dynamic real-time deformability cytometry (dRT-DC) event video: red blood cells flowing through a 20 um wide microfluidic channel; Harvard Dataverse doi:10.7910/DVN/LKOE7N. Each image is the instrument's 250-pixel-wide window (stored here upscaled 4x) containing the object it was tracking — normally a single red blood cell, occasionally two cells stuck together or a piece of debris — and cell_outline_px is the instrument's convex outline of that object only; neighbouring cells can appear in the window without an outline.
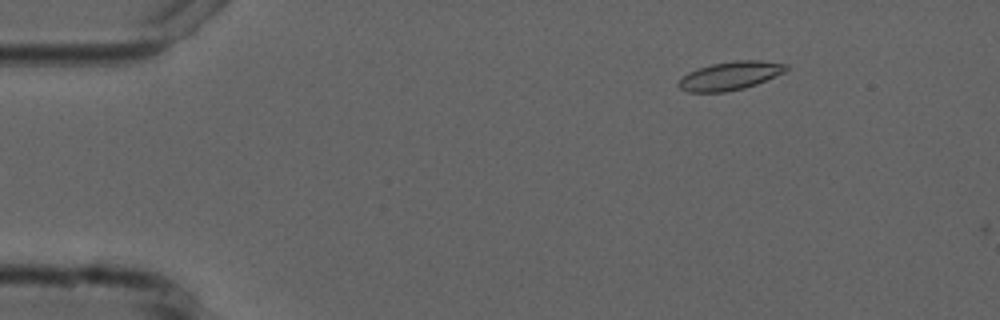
{"species": "common noctule bat (a hibernating species)", "species_latin": "Nyctalus noctula", "temperature_condition": "cold", "stored_images_in_passage": 5, "camera_frame_rate_fps": 3000, "um_per_image_px": 0.085, "animal": {"sex": "male", "forearm_length_mm": 52.5}, "frame": {"image": 1, "passage_image": 2, "time_ms": 2.333, "image_size_px": [1000, 320], "cell_outline_px": [[788, 68], [784, 72], [756, 84], [744, 88], [724, 92], [688, 92], [680, 88], [676, 84], [688, 72], [712, 64], [736, 60], [760, 60], [788, 64]], "centroid_in_image_um": [62.06, 6.44], "position_along_channel_um": 22.9, "area_um2": 17.63}}